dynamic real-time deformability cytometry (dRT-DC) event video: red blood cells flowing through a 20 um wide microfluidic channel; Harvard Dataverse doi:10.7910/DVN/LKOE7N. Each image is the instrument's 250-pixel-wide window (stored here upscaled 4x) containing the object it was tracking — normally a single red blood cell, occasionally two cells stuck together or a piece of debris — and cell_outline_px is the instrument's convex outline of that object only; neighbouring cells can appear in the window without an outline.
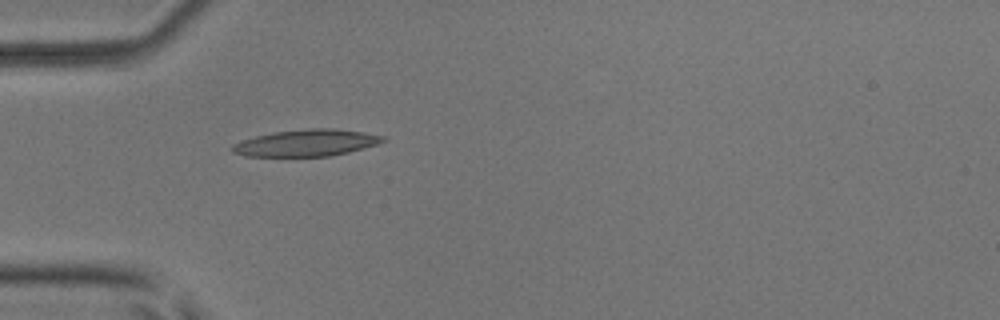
{"species": "common noctule bat (a hibernating species)", "species_latin": "Nyctalus noctula", "temperature_condition": "room temperature", "stored_images_in_passage": 4, "camera_frame_rate_fps": 3000, "um_per_image_px": 0.085, "animal": {"sex": "male", "body_mass_g": 17.9, "forearm_length_mm": 54.2}, "frame": {"image": 1, "passage_image": 4, "time_ms": 4.333, "image_size_px": [1000, 320], "cell_outline_px": [[388, 140], [364, 148], [348, 152], [328, 156], [244, 156], [232, 152], [232, 144], [240, 140], [256, 136], [276, 132], [308, 128], [332, 128], [364, 132], [384, 136]], "centroid_in_image_um": [26.04, 12.14], "position_along_channel_um": 59.0, "area_um2": 23.41}}